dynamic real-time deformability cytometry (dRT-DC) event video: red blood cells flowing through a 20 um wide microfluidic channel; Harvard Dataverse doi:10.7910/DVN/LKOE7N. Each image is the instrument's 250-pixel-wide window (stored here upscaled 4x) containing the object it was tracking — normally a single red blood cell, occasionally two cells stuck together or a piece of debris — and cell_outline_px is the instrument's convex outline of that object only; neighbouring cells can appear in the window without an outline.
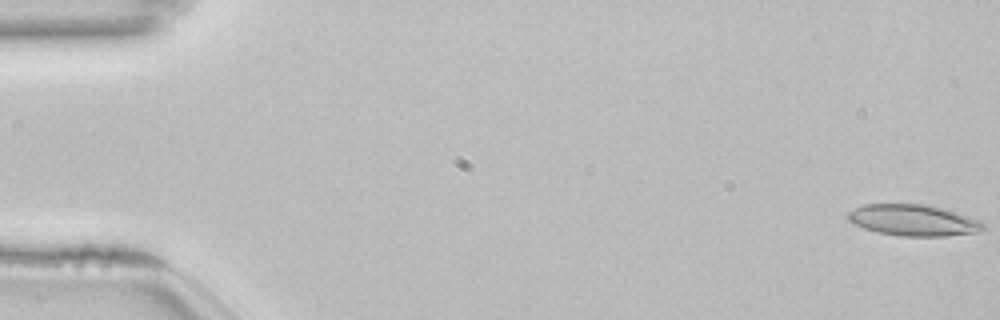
{"species": "common noctule bat (a hibernating species)", "species_latin": "Nyctalus noctula", "temperature_condition": "room temperature", "stored_images_in_passage": 54, "camera_frame_rate_fps": 3000, "um_per_image_px": 0.085, "animal": {"sex": "female", "body_mass_g": 22.7, "forearm_length_mm": 54.2}, "frame": {"image": 1, "passage_image": 1, "time_ms": 0.0, "image_size_px": [1000, 320], "cell_outline_px": [[984, 228], [972, 232], [944, 236], [900, 236], [876, 232], [864, 228], [848, 220], [844, 216], [848, 212], [864, 204], [928, 204], [944, 208], [980, 220], [984, 224]], "centroid_in_image_um": [77.59, 18.71], "position_along_channel_um": 7.4, "area_um2": 24.57}}
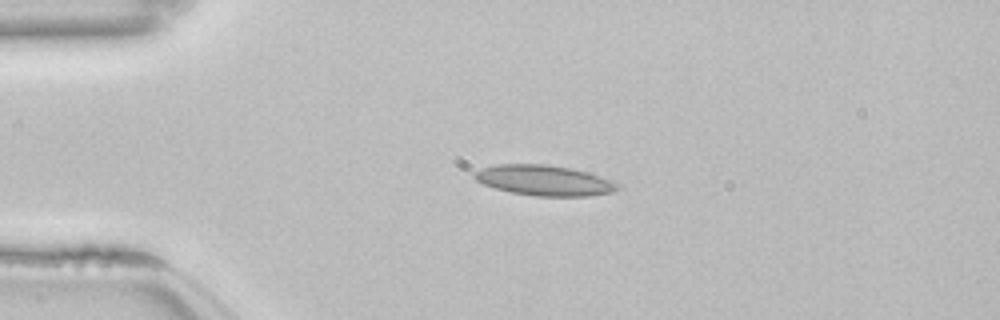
{"frame": {"image": 2, "passage_image": 13, "time_ms": 4.0, "image_size_px": [1000, 320], "cell_outline_px": [[616, 188], [612, 192], [588, 196], [536, 196], [512, 192], [496, 188], [484, 184], [476, 180], [472, 176], [476, 172], [484, 168], [500, 164], [548, 164], [572, 168], [608, 180], [616, 184]], "centroid_in_image_um": [46.2, 15.33], "position_along_channel_um": 38.8, "area_um2": 24.68}, "authors_computed_cell_mechanics": {"area_um2": 23.9581, "velocity_mm_per_s": 3.8514, "shape_relaxation_time_tau1_ms": null, "shape_relaxation_time_tau2_ms": 4.0187, "deformation_change_tau1": null, "deformation_change_tau2": 0.1204}}